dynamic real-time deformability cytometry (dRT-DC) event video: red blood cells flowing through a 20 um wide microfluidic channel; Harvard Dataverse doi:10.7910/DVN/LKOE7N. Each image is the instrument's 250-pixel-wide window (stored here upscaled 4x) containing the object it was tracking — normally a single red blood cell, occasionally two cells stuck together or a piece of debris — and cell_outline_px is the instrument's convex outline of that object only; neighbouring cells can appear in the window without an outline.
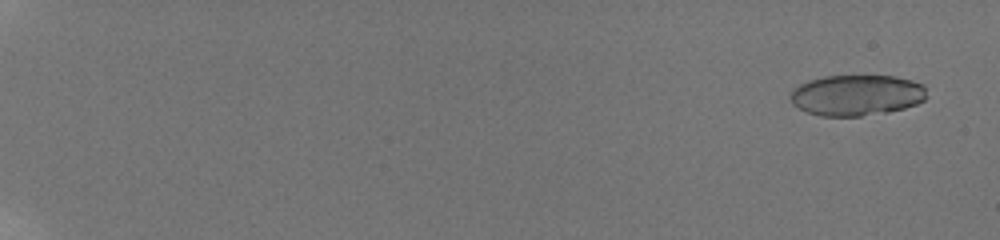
{"species": "human", "species_latin": "Homo sapiens", "temperature_condition": "room temperature", "stored_images_in_passage": 23, "camera_frame_rate_fps": 3000, "um_per_image_px": 0.085, "donor": {"sex": "male"}, "frame": {"image": 1, "passage_image": 4, "time_ms": 1.0, "image_size_px": [1000, 240], "cell_outline_px": [[928, 96], [924, 100], [916, 104], [904, 108], [888, 112], [860, 116], [820, 116], [808, 112], [792, 104], [792, 92], [800, 84], [808, 80], [824, 76], [896, 76], [912, 80], [924, 84]], "centroid_in_image_um": [72.87, 8.09], "position_along_channel_um": 12.1, "area_um2": 32.48}}
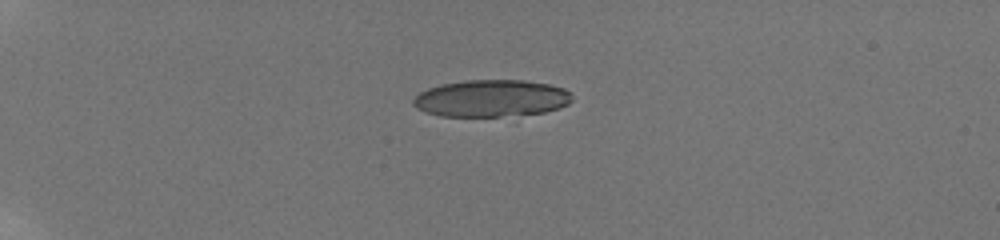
{"frame": {"image": 2, "passage_image": 17, "time_ms": 6.0, "image_size_px": [1000, 240], "cell_outline_px": [[572, 100], [568, 104], [560, 108], [544, 112], [500, 116], [440, 116], [416, 108], [412, 104], [412, 100], [420, 92], [428, 88], [440, 84], [464, 80], [524, 80], [548, 84], [564, 88], [572, 92]], "centroid_in_image_um": [41.77, 8.35], "position_along_channel_um": 43.2, "area_um2": 34.33}}